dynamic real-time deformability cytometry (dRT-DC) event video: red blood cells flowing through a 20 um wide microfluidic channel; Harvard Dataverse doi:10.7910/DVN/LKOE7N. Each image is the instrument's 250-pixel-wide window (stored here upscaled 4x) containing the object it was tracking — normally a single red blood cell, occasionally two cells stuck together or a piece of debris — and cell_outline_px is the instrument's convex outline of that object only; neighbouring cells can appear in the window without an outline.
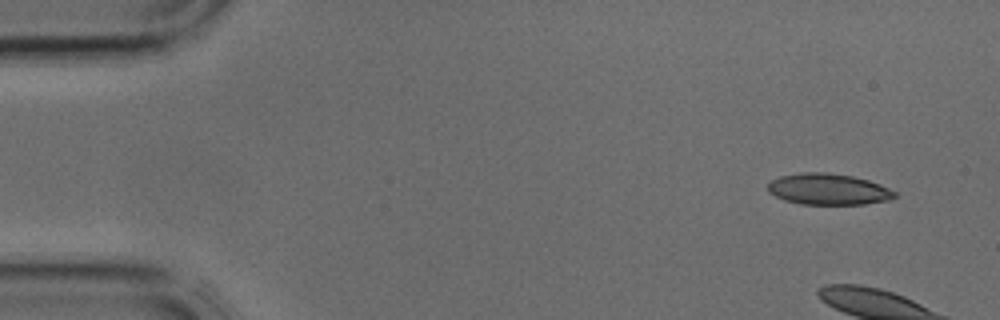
{"species": "common noctule bat (a hibernating species)", "species_latin": "Nyctalus noctula", "temperature_condition": "cold", "stored_images_in_passage": 4, "camera_frame_rate_fps": 3000, "um_per_image_px": 0.085, "animal": {"sex": "male", "body_mass_g": 17.9, "forearm_length_mm": 54.2}, "frame": {"image": 1, "passage_image": 1, "time_ms": 0.0, "image_size_px": [1000, 320], "cell_outline_px": [[896, 196], [892, 200], [864, 204], [800, 204], [784, 200], [768, 192], [768, 184], [772, 180], [780, 176], [800, 172], [824, 172], [852, 176], [868, 180], [880, 184], [896, 192]], "centroid_in_image_um": [70.41, 16.08], "position_along_channel_um": 14.6, "area_um2": 23.12}}